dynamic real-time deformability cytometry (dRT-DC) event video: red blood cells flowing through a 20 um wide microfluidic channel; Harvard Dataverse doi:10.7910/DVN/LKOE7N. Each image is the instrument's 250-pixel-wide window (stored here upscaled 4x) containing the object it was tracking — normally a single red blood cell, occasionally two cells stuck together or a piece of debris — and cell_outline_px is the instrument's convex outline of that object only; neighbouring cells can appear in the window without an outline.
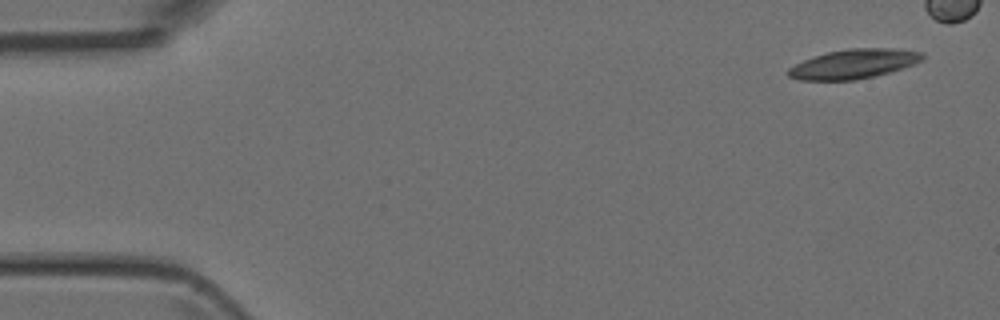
{"species": "Egyptian fruit bat (a non-hibernating species)", "species_latin": "Rousettus aegyptiacus", "temperature_condition": "room temperature", "stored_images_in_passage": 5, "camera_frame_rate_fps": 3000, "um_per_image_px": 0.085, "animal": {"sex": "female"}, "frame": {"image": 1, "passage_image": 1, "time_ms": 0.0, "image_size_px": [1000, 320], "cell_outline_px": [[924, 60], [916, 64], [888, 72], [856, 80], [800, 80], [788, 76], [784, 72], [788, 68], [804, 60], [828, 52], [848, 48], [892, 48], [924, 52]], "centroid_in_image_um": [72.58, 5.43], "position_along_channel_um": 12.4, "area_um2": 23.0}}
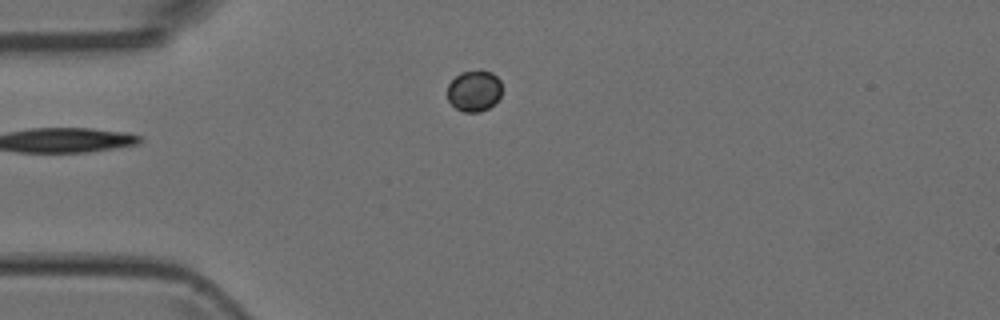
{"frame": {"image": 2, "passage_image": 5, "time_ms": 4.667, "image_size_px": [1000, 320], "cell_outline_px": [[500, 96], [488, 108], [480, 112], [464, 112], [456, 108], [448, 100], [448, 84], [460, 72], [480, 68], [492, 72], [500, 80]], "centroid_in_image_um": [40.29, 7.68], "position_along_channel_um": 44.7, "area_um2": 13.18}}